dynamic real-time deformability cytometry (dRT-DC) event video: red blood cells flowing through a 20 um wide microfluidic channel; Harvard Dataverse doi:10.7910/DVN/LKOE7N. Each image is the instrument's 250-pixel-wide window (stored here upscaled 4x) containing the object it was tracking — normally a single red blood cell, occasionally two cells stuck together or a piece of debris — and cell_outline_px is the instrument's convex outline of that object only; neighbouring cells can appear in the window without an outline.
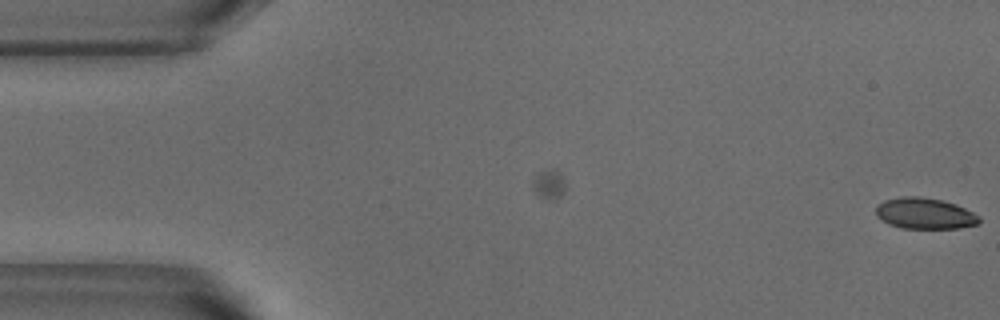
{"species": "common noctule bat (a hibernating species)", "species_latin": "Nyctalus noctula", "temperature_condition": "warm", "stored_images_in_passage": 14, "camera_frame_rate_fps": 3000, "um_per_image_px": 0.085, "animal": {"sex": "male", "body_mass_g": 18.8}, "frame": {"image": 1, "passage_image": 14, "time_ms": 4.333, "image_size_px": [1000, 320], "cell_outline_px": [[980, 224], [960, 228], [900, 228], [888, 224], [876, 216], [876, 208], [884, 200], [904, 196], [916, 196], [940, 200], [956, 204], [980, 216]], "centroid_in_image_um": [78.62, 18.15], "position_along_channel_um": 6.4, "area_um2": 18.67}}